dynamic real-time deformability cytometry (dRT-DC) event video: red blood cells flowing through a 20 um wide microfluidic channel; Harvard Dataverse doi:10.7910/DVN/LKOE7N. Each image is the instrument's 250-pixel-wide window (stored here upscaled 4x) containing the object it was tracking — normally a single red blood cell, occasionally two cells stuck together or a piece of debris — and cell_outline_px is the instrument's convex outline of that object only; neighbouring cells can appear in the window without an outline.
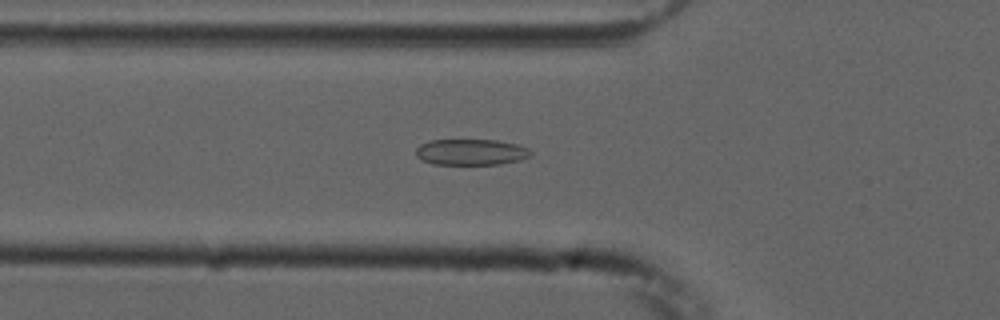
{"species": "common noctule bat (a hibernating species)", "species_latin": "Nyctalus noctula", "temperature_condition": "cold", "stored_images_in_passage": 54, "camera_frame_rate_fps": 3000, "um_per_image_px": 0.085, "animal": {"sex": "male", "forearm_length_mm": 52.5}, "frame": {"image": 1, "passage_image": 19, "time_ms": 6.0, "image_size_px": [1000, 320], "cell_outline_px": [[532, 152], [528, 156], [520, 160], [500, 164], [432, 164], [420, 160], [416, 156], [416, 148], [420, 144], [432, 140], [496, 140], [516, 144], [528, 148]], "centroid_in_image_um": [40.0, 12.93], "position_along_channel_um": 85.8, "area_um2": 17.4}}
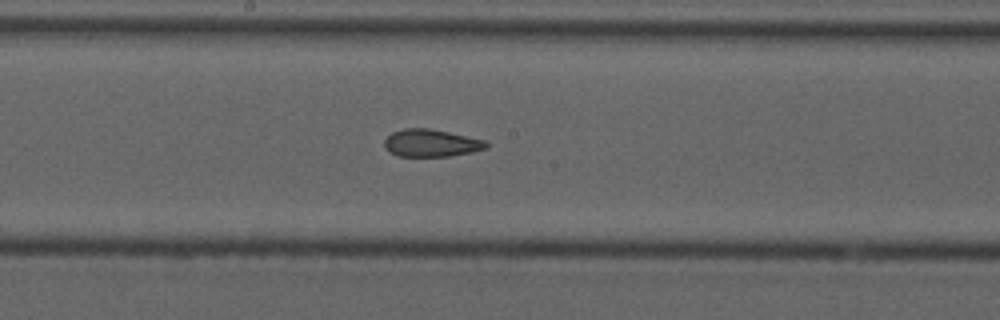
{"frame": {"image": 2, "passage_image": 29, "time_ms": 9.333, "image_size_px": [1000, 320], "cell_outline_px": [[488, 148], [472, 152], [448, 156], [400, 156], [388, 152], [384, 148], [384, 140], [392, 132], [404, 128], [428, 128], [488, 140]], "centroid_in_image_um": [36.65, 12.16], "position_along_channel_um": 211.5, "area_um2": 16.42}}
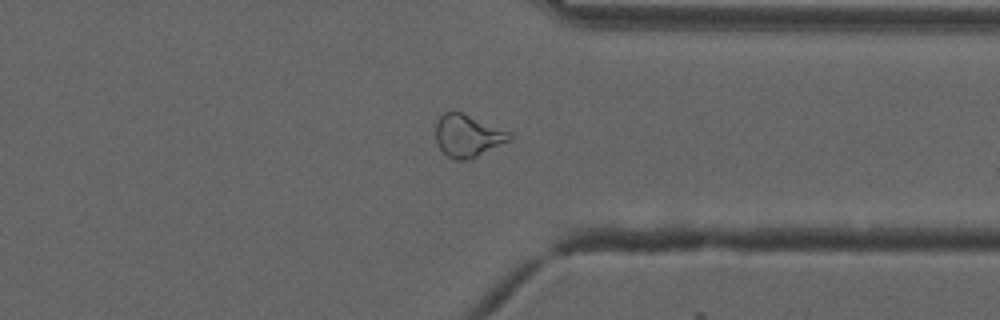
{"frame": {"image": 3, "passage_image": 42, "time_ms": 13.667, "image_size_px": [1000, 320], "cell_outline_px": [[512, 136], [508, 140], [468, 160], [456, 160], [448, 156], [436, 144], [436, 120], [444, 112], [464, 112], [512, 132]], "centroid_in_image_um": [39.73, 11.5], "position_along_channel_um": 371.7, "area_um2": 18.15}, "authors_computed_cell_mechanics": {"area_um2": 19.1896, "velocity_mm_per_s": 3.7561, "shape_relaxation_time_tau1_ms": null, "shape_relaxation_time_tau2_ms": 2.1345, "deformation_change_tau1": null, "deformation_change_tau2": 0.0908}}